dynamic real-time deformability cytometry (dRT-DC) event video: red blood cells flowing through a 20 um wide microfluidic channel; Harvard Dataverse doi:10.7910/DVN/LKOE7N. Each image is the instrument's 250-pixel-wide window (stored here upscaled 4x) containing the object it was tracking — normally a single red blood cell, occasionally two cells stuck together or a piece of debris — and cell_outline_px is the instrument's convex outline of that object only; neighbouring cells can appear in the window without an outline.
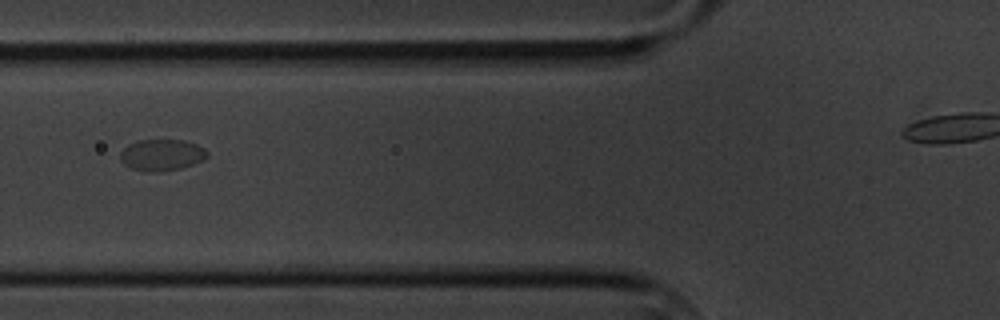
{"species": "common noctule bat (a hibernating species)", "species_latin": "Nyctalus noctula", "temperature_condition": "cold", "stored_images_in_passage": 8, "segment_of_instrument_passage": [1, 2], "camera_frame_rate_fps": 3000, "um_per_image_px": 0.085, "animal": {"sex": "male", "body_mass_g": 20.1, "forearm_length_mm": 53.5}, "frame": {"image": 1, "passage_image": 7, "time_ms": 6.667, "image_size_px": [1000, 320], "cell_outline_px": [[208, 156], [192, 164], [180, 168], [160, 172], [148, 172], [132, 168], [124, 164], [120, 160], [120, 152], [128, 144], [136, 140], [184, 140], [196, 144], [204, 148], [208, 152]], "centroid_in_image_um": [13.72, 13.16], "position_along_channel_um": 112.1, "area_um2": 15.9}}